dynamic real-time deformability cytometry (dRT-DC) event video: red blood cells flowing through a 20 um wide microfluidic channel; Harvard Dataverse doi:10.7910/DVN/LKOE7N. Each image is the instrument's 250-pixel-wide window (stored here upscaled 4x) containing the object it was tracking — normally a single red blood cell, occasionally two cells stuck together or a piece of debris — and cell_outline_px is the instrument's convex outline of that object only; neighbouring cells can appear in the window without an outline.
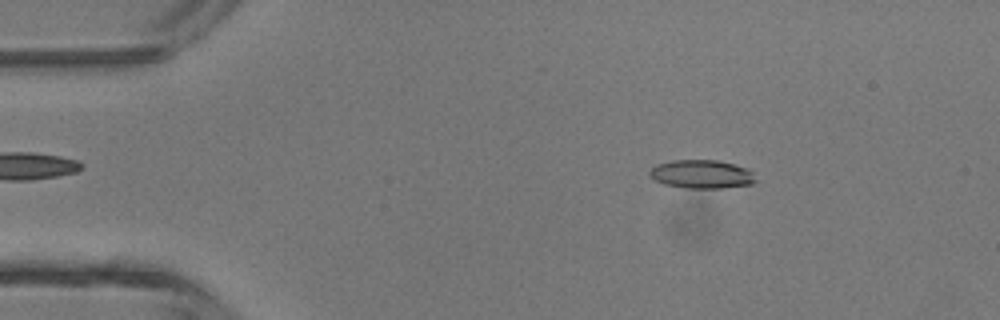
{"species": "common noctule bat (a hibernating species)", "species_latin": "Nyctalus noctula", "temperature_condition": "room temperature", "stored_images_in_passage": 5, "camera_frame_rate_fps": 3000, "um_per_image_px": 0.085, "animal": {"sex": "male", "body_mass_g": 13.3}, "frame": {"image": 1, "passage_image": 2, "time_ms": 0.333, "image_size_px": [1000, 320], "cell_outline_px": [[756, 180], [752, 184], [720, 188], [688, 188], [664, 184], [656, 180], [648, 172], [656, 164], [672, 160], [716, 160], [748, 168], [752, 172]], "centroid_in_image_um": [59.65, 14.8], "position_along_channel_um": 25.4, "area_um2": 17.46}}
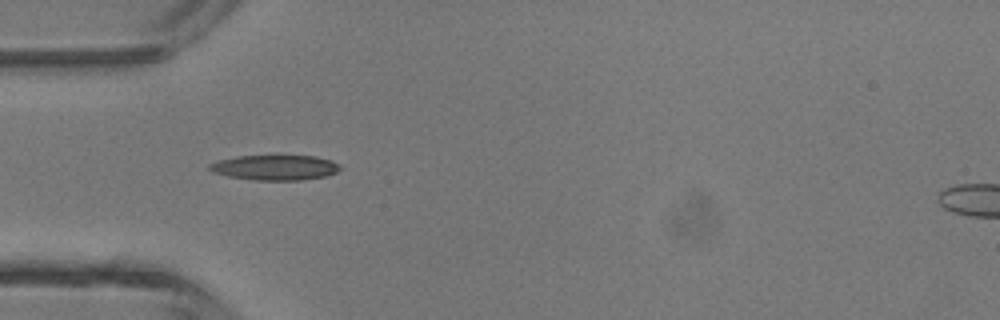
{"frame": {"image": 2, "passage_image": 4, "time_ms": 1.0, "image_size_px": [1000, 320], "cell_outline_px": [[340, 168], [336, 172], [324, 176], [300, 180], [256, 180], [228, 176], [212, 172], [208, 168], [208, 164], [216, 160], [236, 156], [276, 152], [316, 156], [332, 160]], "centroid_in_image_um": [23.32, 14.17], "position_along_channel_um": 61.7, "area_um2": 20.17}}
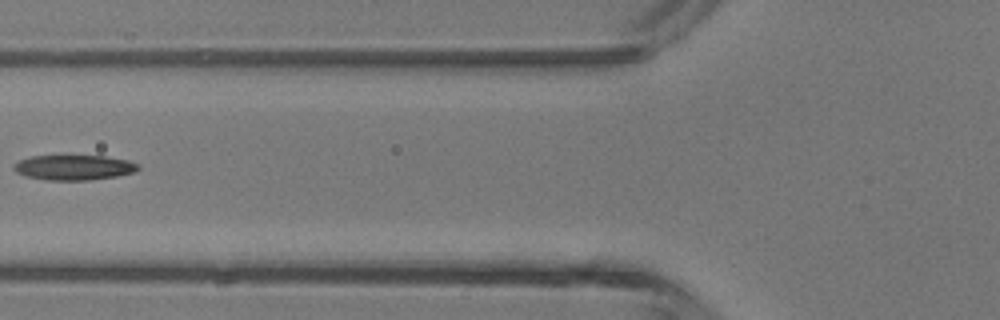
{"frame": {"image": 3, "passage_image": 5, "time_ms": 1.333, "image_size_px": [1000, 320], "cell_outline_px": [[140, 168], [136, 172], [116, 176], [88, 180], [44, 180], [24, 176], [16, 172], [12, 168], [12, 164], [20, 160], [32, 156], [104, 156], [128, 160], [140, 164]], "centroid_in_image_um": [6.28, 14.24], "position_along_channel_um": 119.5, "area_um2": 18.32}}